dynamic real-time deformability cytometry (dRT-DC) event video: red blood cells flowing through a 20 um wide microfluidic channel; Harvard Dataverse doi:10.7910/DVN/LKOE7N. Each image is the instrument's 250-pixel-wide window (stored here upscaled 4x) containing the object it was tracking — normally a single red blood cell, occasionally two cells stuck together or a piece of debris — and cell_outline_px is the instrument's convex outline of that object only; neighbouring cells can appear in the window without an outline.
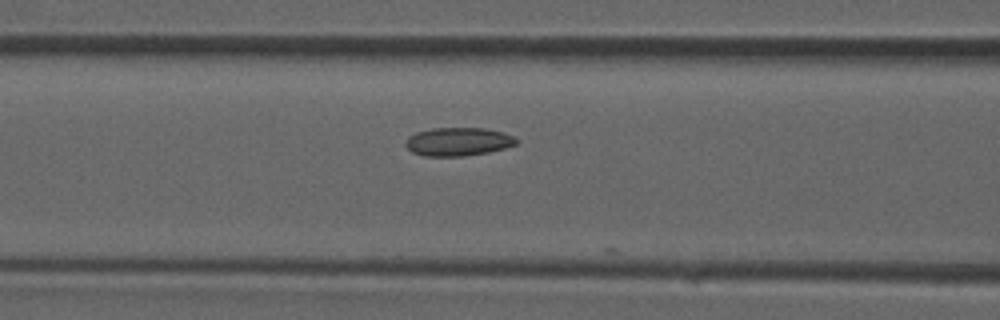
{"species": "common noctule bat (a hibernating species)", "species_latin": "Nyctalus noctula", "temperature_condition": "room temperature", "stored_images_in_passage": 5, "camera_frame_rate_fps": 3000, "um_per_image_px": 0.085, "animal": {"sex": "male", "forearm_length_mm": 52.5}, "frame": {"image": 1, "passage_image": 4, "time_ms": 1.0, "image_size_px": [1000, 320], "cell_outline_px": [[520, 140], [516, 144], [504, 148], [488, 152], [464, 156], [424, 156], [412, 152], [404, 144], [408, 136], [416, 132], [432, 128], [484, 128], [504, 132]], "centroid_in_image_um": [38.93, 12.04], "position_along_channel_um": 127.7, "area_um2": 18.38}}